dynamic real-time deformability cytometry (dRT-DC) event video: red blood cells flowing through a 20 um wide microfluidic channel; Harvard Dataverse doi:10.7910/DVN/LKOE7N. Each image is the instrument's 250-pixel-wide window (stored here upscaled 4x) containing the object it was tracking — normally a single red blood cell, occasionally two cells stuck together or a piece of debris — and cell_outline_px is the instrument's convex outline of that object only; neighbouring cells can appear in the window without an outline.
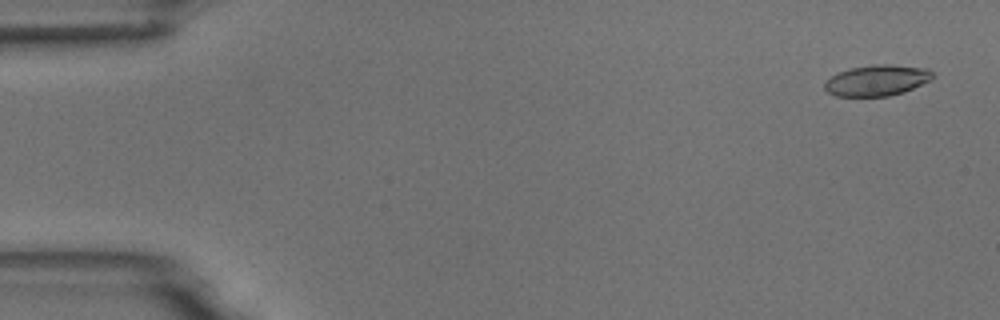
{"species": "common noctule bat (a hibernating species)", "species_latin": "Nyctalus noctula", "temperature_condition": "room temperature", "stored_images_in_passage": 55, "camera_frame_rate_fps": 3000, "um_per_image_px": 0.085, "animal": {"sex": "male", "body_mass_g": 18.8}, "frame": {"image": 1, "passage_image": 3, "time_ms": 0.667, "image_size_px": [1000, 320], "cell_outline_px": [[932, 80], [904, 92], [888, 96], [836, 96], [828, 92], [824, 88], [824, 84], [836, 72], [848, 68], [872, 64], [888, 64], [928, 68], [932, 72]], "centroid_in_image_um": [74.54, 6.82], "position_along_channel_um": 10.5, "area_um2": 19.59}}
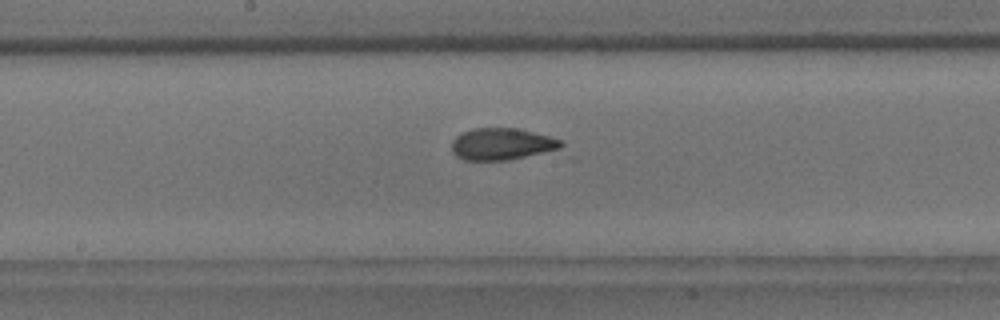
{"frame": {"image": 2, "passage_image": 29, "time_ms": 9.333, "image_size_px": [1000, 320], "cell_outline_px": [[564, 152], [508, 160], [464, 160], [456, 156], [452, 152], [452, 140], [456, 136], [472, 128], [516, 128], [564, 140]], "centroid_in_image_um": [42.81, 12.28], "position_along_channel_um": 205.4, "area_um2": 21.15}}
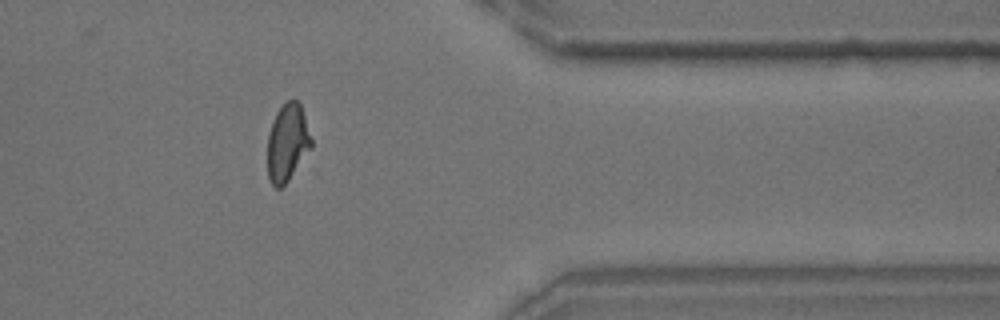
{"frame": {"image": 3, "passage_image": 45, "time_ms": 14.667, "image_size_px": [1000, 320], "cell_outline_px": [[312, 148], [288, 180], [280, 188], [276, 188], [272, 184], [268, 176], [268, 132], [272, 120], [276, 112], [288, 100], [296, 100], [300, 104], [312, 140]], "centroid_in_image_um": [24.42, 12.13], "position_along_channel_um": 387.0, "area_um2": 19.59}}